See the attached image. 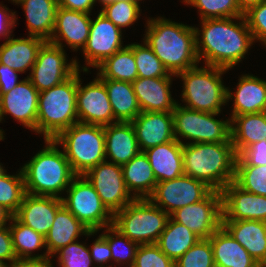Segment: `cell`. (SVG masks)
<instances>
[{
  "mask_svg": "<svg viewBox=\"0 0 266 267\" xmlns=\"http://www.w3.org/2000/svg\"><path fill=\"white\" fill-rule=\"evenodd\" d=\"M201 25V30L194 27L196 52L199 62L203 58L208 66L233 68L255 42L244 15L201 20Z\"/></svg>",
  "mask_w": 266,
  "mask_h": 267,
  "instance_id": "cell-1",
  "label": "cell"
},
{
  "mask_svg": "<svg viewBox=\"0 0 266 267\" xmlns=\"http://www.w3.org/2000/svg\"><path fill=\"white\" fill-rule=\"evenodd\" d=\"M144 41L160 59L169 74L177 75L197 66L194 27L163 17L147 21Z\"/></svg>",
  "mask_w": 266,
  "mask_h": 267,
  "instance_id": "cell-2",
  "label": "cell"
},
{
  "mask_svg": "<svg viewBox=\"0 0 266 267\" xmlns=\"http://www.w3.org/2000/svg\"><path fill=\"white\" fill-rule=\"evenodd\" d=\"M184 175L221 191L234 181L237 154L232 140L218 143H182Z\"/></svg>",
  "mask_w": 266,
  "mask_h": 267,
  "instance_id": "cell-3",
  "label": "cell"
},
{
  "mask_svg": "<svg viewBox=\"0 0 266 267\" xmlns=\"http://www.w3.org/2000/svg\"><path fill=\"white\" fill-rule=\"evenodd\" d=\"M46 146L22 166L25 192L35 196L62 198L61 193L77 176L64 151L54 139H45ZM60 193V194H59Z\"/></svg>",
  "mask_w": 266,
  "mask_h": 267,
  "instance_id": "cell-4",
  "label": "cell"
},
{
  "mask_svg": "<svg viewBox=\"0 0 266 267\" xmlns=\"http://www.w3.org/2000/svg\"><path fill=\"white\" fill-rule=\"evenodd\" d=\"M78 70L62 83L39 92L37 133L55 139L63 130L78 122Z\"/></svg>",
  "mask_w": 266,
  "mask_h": 267,
  "instance_id": "cell-5",
  "label": "cell"
},
{
  "mask_svg": "<svg viewBox=\"0 0 266 267\" xmlns=\"http://www.w3.org/2000/svg\"><path fill=\"white\" fill-rule=\"evenodd\" d=\"M227 69L208 66L198 68V65L187 69L175 77L183 81L182 101L187 108L208 113H220L227 104V87L223 85L222 74ZM225 72V73H224Z\"/></svg>",
  "mask_w": 266,
  "mask_h": 267,
  "instance_id": "cell-6",
  "label": "cell"
},
{
  "mask_svg": "<svg viewBox=\"0 0 266 267\" xmlns=\"http://www.w3.org/2000/svg\"><path fill=\"white\" fill-rule=\"evenodd\" d=\"M76 175H85L106 160L103 126L77 122L63 130L55 139Z\"/></svg>",
  "mask_w": 266,
  "mask_h": 267,
  "instance_id": "cell-7",
  "label": "cell"
},
{
  "mask_svg": "<svg viewBox=\"0 0 266 267\" xmlns=\"http://www.w3.org/2000/svg\"><path fill=\"white\" fill-rule=\"evenodd\" d=\"M169 218L148 198L134 199L113 215V226L138 245L156 244Z\"/></svg>",
  "mask_w": 266,
  "mask_h": 267,
  "instance_id": "cell-8",
  "label": "cell"
},
{
  "mask_svg": "<svg viewBox=\"0 0 266 267\" xmlns=\"http://www.w3.org/2000/svg\"><path fill=\"white\" fill-rule=\"evenodd\" d=\"M218 114L195 111L177 103L172 111L175 139L183 143L180 137L186 138L192 140L187 142L192 144L228 142L231 139V119H215Z\"/></svg>",
  "mask_w": 266,
  "mask_h": 267,
  "instance_id": "cell-9",
  "label": "cell"
},
{
  "mask_svg": "<svg viewBox=\"0 0 266 267\" xmlns=\"http://www.w3.org/2000/svg\"><path fill=\"white\" fill-rule=\"evenodd\" d=\"M62 197L63 205L90 231H99L113 225V214L106 208L93 185L77 175Z\"/></svg>",
  "mask_w": 266,
  "mask_h": 267,
  "instance_id": "cell-10",
  "label": "cell"
},
{
  "mask_svg": "<svg viewBox=\"0 0 266 267\" xmlns=\"http://www.w3.org/2000/svg\"><path fill=\"white\" fill-rule=\"evenodd\" d=\"M77 59L67 63L65 50L45 41L40 47L35 64L27 78L39 91L50 89L72 76L79 69Z\"/></svg>",
  "mask_w": 266,
  "mask_h": 267,
  "instance_id": "cell-11",
  "label": "cell"
},
{
  "mask_svg": "<svg viewBox=\"0 0 266 267\" xmlns=\"http://www.w3.org/2000/svg\"><path fill=\"white\" fill-rule=\"evenodd\" d=\"M212 190L205 182L182 175L158 182L148 199L170 215L179 208L203 200Z\"/></svg>",
  "mask_w": 266,
  "mask_h": 267,
  "instance_id": "cell-12",
  "label": "cell"
},
{
  "mask_svg": "<svg viewBox=\"0 0 266 267\" xmlns=\"http://www.w3.org/2000/svg\"><path fill=\"white\" fill-rule=\"evenodd\" d=\"M170 218L186 226L200 239L210 238L222 226L221 191L212 190L203 200L175 210Z\"/></svg>",
  "mask_w": 266,
  "mask_h": 267,
  "instance_id": "cell-13",
  "label": "cell"
},
{
  "mask_svg": "<svg viewBox=\"0 0 266 267\" xmlns=\"http://www.w3.org/2000/svg\"><path fill=\"white\" fill-rule=\"evenodd\" d=\"M83 176L93 185L103 204L113 215L135 199L126 187L120 165L105 160Z\"/></svg>",
  "mask_w": 266,
  "mask_h": 267,
  "instance_id": "cell-14",
  "label": "cell"
},
{
  "mask_svg": "<svg viewBox=\"0 0 266 267\" xmlns=\"http://www.w3.org/2000/svg\"><path fill=\"white\" fill-rule=\"evenodd\" d=\"M79 71L76 99L78 122L100 126L113 124V109L104 82L97 76L82 86Z\"/></svg>",
  "mask_w": 266,
  "mask_h": 267,
  "instance_id": "cell-15",
  "label": "cell"
},
{
  "mask_svg": "<svg viewBox=\"0 0 266 267\" xmlns=\"http://www.w3.org/2000/svg\"><path fill=\"white\" fill-rule=\"evenodd\" d=\"M122 31L100 12L91 20L89 37L82 52L88 66L96 68L106 58L123 49Z\"/></svg>",
  "mask_w": 266,
  "mask_h": 267,
  "instance_id": "cell-16",
  "label": "cell"
},
{
  "mask_svg": "<svg viewBox=\"0 0 266 267\" xmlns=\"http://www.w3.org/2000/svg\"><path fill=\"white\" fill-rule=\"evenodd\" d=\"M39 91L28 78L23 79L9 92L0 96V121L11 114L26 128L37 133Z\"/></svg>",
  "mask_w": 266,
  "mask_h": 267,
  "instance_id": "cell-17",
  "label": "cell"
},
{
  "mask_svg": "<svg viewBox=\"0 0 266 267\" xmlns=\"http://www.w3.org/2000/svg\"><path fill=\"white\" fill-rule=\"evenodd\" d=\"M222 220H258L266 222V196L243 190L234 181L222 190Z\"/></svg>",
  "mask_w": 266,
  "mask_h": 267,
  "instance_id": "cell-18",
  "label": "cell"
},
{
  "mask_svg": "<svg viewBox=\"0 0 266 267\" xmlns=\"http://www.w3.org/2000/svg\"><path fill=\"white\" fill-rule=\"evenodd\" d=\"M91 14L62 7L57 8L55 26L49 42L63 48L64 40L74 51L86 45L89 37Z\"/></svg>",
  "mask_w": 266,
  "mask_h": 267,
  "instance_id": "cell-19",
  "label": "cell"
},
{
  "mask_svg": "<svg viewBox=\"0 0 266 267\" xmlns=\"http://www.w3.org/2000/svg\"><path fill=\"white\" fill-rule=\"evenodd\" d=\"M131 123L140 151L175 139L172 112H141Z\"/></svg>",
  "mask_w": 266,
  "mask_h": 267,
  "instance_id": "cell-20",
  "label": "cell"
},
{
  "mask_svg": "<svg viewBox=\"0 0 266 267\" xmlns=\"http://www.w3.org/2000/svg\"><path fill=\"white\" fill-rule=\"evenodd\" d=\"M62 205V198L35 196L26 193L14 216L21 223L45 237L54 222L57 210Z\"/></svg>",
  "mask_w": 266,
  "mask_h": 267,
  "instance_id": "cell-21",
  "label": "cell"
},
{
  "mask_svg": "<svg viewBox=\"0 0 266 267\" xmlns=\"http://www.w3.org/2000/svg\"><path fill=\"white\" fill-rule=\"evenodd\" d=\"M172 77L141 78L131 84L141 112H172L177 103L171 96Z\"/></svg>",
  "mask_w": 266,
  "mask_h": 267,
  "instance_id": "cell-22",
  "label": "cell"
},
{
  "mask_svg": "<svg viewBox=\"0 0 266 267\" xmlns=\"http://www.w3.org/2000/svg\"><path fill=\"white\" fill-rule=\"evenodd\" d=\"M103 128L106 159L110 158V162L122 166L140 152L131 122H116Z\"/></svg>",
  "mask_w": 266,
  "mask_h": 267,
  "instance_id": "cell-23",
  "label": "cell"
},
{
  "mask_svg": "<svg viewBox=\"0 0 266 267\" xmlns=\"http://www.w3.org/2000/svg\"><path fill=\"white\" fill-rule=\"evenodd\" d=\"M222 226L258 263H266V222L222 220Z\"/></svg>",
  "mask_w": 266,
  "mask_h": 267,
  "instance_id": "cell-24",
  "label": "cell"
},
{
  "mask_svg": "<svg viewBox=\"0 0 266 267\" xmlns=\"http://www.w3.org/2000/svg\"><path fill=\"white\" fill-rule=\"evenodd\" d=\"M144 153L148 157L157 183L184 175L183 144L176 139L148 148Z\"/></svg>",
  "mask_w": 266,
  "mask_h": 267,
  "instance_id": "cell-25",
  "label": "cell"
},
{
  "mask_svg": "<svg viewBox=\"0 0 266 267\" xmlns=\"http://www.w3.org/2000/svg\"><path fill=\"white\" fill-rule=\"evenodd\" d=\"M97 231H90L83 225L64 205L56 212L54 222L45 236L47 253L56 256L55 253L67 246L69 243L77 241L80 235L90 236Z\"/></svg>",
  "mask_w": 266,
  "mask_h": 267,
  "instance_id": "cell-26",
  "label": "cell"
},
{
  "mask_svg": "<svg viewBox=\"0 0 266 267\" xmlns=\"http://www.w3.org/2000/svg\"><path fill=\"white\" fill-rule=\"evenodd\" d=\"M227 102L234 99L231 120L243 114L260 113L266 98V81L253 75H242L235 93L227 88Z\"/></svg>",
  "mask_w": 266,
  "mask_h": 267,
  "instance_id": "cell-27",
  "label": "cell"
},
{
  "mask_svg": "<svg viewBox=\"0 0 266 267\" xmlns=\"http://www.w3.org/2000/svg\"><path fill=\"white\" fill-rule=\"evenodd\" d=\"M44 42V39L36 36L16 39L12 36L0 45V63L19 73H25L27 69H32Z\"/></svg>",
  "mask_w": 266,
  "mask_h": 267,
  "instance_id": "cell-28",
  "label": "cell"
},
{
  "mask_svg": "<svg viewBox=\"0 0 266 267\" xmlns=\"http://www.w3.org/2000/svg\"><path fill=\"white\" fill-rule=\"evenodd\" d=\"M209 240L215 267H253L258 263L223 226Z\"/></svg>",
  "mask_w": 266,
  "mask_h": 267,
  "instance_id": "cell-29",
  "label": "cell"
},
{
  "mask_svg": "<svg viewBox=\"0 0 266 267\" xmlns=\"http://www.w3.org/2000/svg\"><path fill=\"white\" fill-rule=\"evenodd\" d=\"M124 182L135 199L148 198L157 184L148 157L140 151L131 161L121 166Z\"/></svg>",
  "mask_w": 266,
  "mask_h": 267,
  "instance_id": "cell-30",
  "label": "cell"
},
{
  "mask_svg": "<svg viewBox=\"0 0 266 267\" xmlns=\"http://www.w3.org/2000/svg\"><path fill=\"white\" fill-rule=\"evenodd\" d=\"M21 6L26 13L29 36L49 41L55 26L57 0H25Z\"/></svg>",
  "mask_w": 266,
  "mask_h": 267,
  "instance_id": "cell-31",
  "label": "cell"
},
{
  "mask_svg": "<svg viewBox=\"0 0 266 267\" xmlns=\"http://www.w3.org/2000/svg\"><path fill=\"white\" fill-rule=\"evenodd\" d=\"M266 139V116L243 114L231 120V140L237 156L252 144Z\"/></svg>",
  "mask_w": 266,
  "mask_h": 267,
  "instance_id": "cell-32",
  "label": "cell"
},
{
  "mask_svg": "<svg viewBox=\"0 0 266 267\" xmlns=\"http://www.w3.org/2000/svg\"><path fill=\"white\" fill-rule=\"evenodd\" d=\"M101 80L105 84L109 101L113 109L114 123L132 122L141 113L132 84L119 80Z\"/></svg>",
  "mask_w": 266,
  "mask_h": 267,
  "instance_id": "cell-33",
  "label": "cell"
},
{
  "mask_svg": "<svg viewBox=\"0 0 266 267\" xmlns=\"http://www.w3.org/2000/svg\"><path fill=\"white\" fill-rule=\"evenodd\" d=\"M199 239L186 226L169 218L156 245L167 257L175 262Z\"/></svg>",
  "mask_w": 266,
  "mask_h": 267,
  "instance_id": "cell-34",
  "label": "cell"
},
{
  "mask_svg": "<svg viewBox=\"0 0 266 267\" xmlns=\"http://www.w3.org/2000/svg\"><path fill=\"white\" fill-rule=\"evenodd\" d=\"M96 69H99L97 76L100 79L132 83L138 77L133 53V43L124 46L123 49L106 58Z\"/></svg>",
  "mask_w": 266,
  "mask_h": 267,
  "instance_id": "cell-35",
  "label": "cell"
},
{
  "mask_svg": "<svg viewBox=\"0 0 266 267\" xmlns=\"http://www.w3.org/2000/svg\"><path fill=\"white\" fill-rule=\"evenodd\" d=\"M10 227L13 249L18 259H28L31 257H43L48 255L45 244V237L34 231L29 226L21 223L15 216L11 218ZM44 248L46 252L43 254H32L33 251ZM32 254V255H31Z\"/></svg>",
  "mask_w": 266,
  "mask_h": 267,
  "instance_id": "cell-36",
  "label": "cell"
},
{
  "mask_svg": "<svg viewBox=\"0 0 266 267\" xmlns=\"http://www.w3.org/2000/svg\"><path fill=\"white\" fill-rule=\"evenodd\" d=\"M234 182L247 192L266 196V165L250 166L237 156Z\"/></svg>",
  "mask_w": 266,
  "mask_h": 267,
  "instance_id": "cell-37",
  "label": "cell"
},
{
  "mask_svg": "<svg viewBox=\"0 0 266 267\" xmlns=\"http://www.w3.org/2000/svg\"><path fill=\"white\" fill-rule=\"evenodd\" d=\"M104 231V234L101 235L109 244L113 259L112 261H115V263L117 262L116 264L120 266L121 264L122 266H124V264H128L127 266L132 267L135 260L136 250L139 245L123 235L113 225L105 227Z\"/></svg>",
  "mask_w": 266,
  "mask_h": 267,
  "instance_id": "cell-38",
  "label": "cell"
},
{
  "mask_svg": "<svg viewBox=\"0 0 266 267\" xmlns=\"http://www.w3.org/2000/svg\"><path fill=\"white\" fill-rule=\"evenodd\" d=\"M16 175L5 173L0 177V205L13 216L17 213L25 192L24 176L22 170Z\"/></svg>",
  "mask_w": 266,
  "mask_h": 267,
  "instance_id": "cell-39",
  "label": "cell"
},
{
  "mask_svg": "<svg viewBox=\"0 0 266 267\" xmlns=\"http://www.w3.org/2000/svg\"><path fill=\"white\" fill-rule=\"evenodd\" d=\"M133 53L138 77L155 78L175 76L169 74L160 59L155 55L153 50L146 44L145 41L143 45L133 43Z\"/></svg>",
  "mask_w": 266,
  "mask_h": 267,
  "instance_id": "cell-40",
  "label": "cell"
},
{
  "mask_svg": "<svg viewBox=\"0 0 266 267\" xmlns=\"http://www.w3.org/2000/svg\"><path fill=\"white\" fill-rule=\"evenodd\" d=\"M182 2L198 8L201 20L232 18L244 15L239 10L237 0H183Z\"/></svg>",
  "mask_w": 266,
  "mask_h": 267,
  "instance_id": "cell-41",
  "label": "cell"
},
{
  "mask_svg": "<svg viewBox=\"0 0 266 267\" xmlns=\"http://www.w3.org/2000/svg\"><path fill=\"white\" fill-rule=\"evenodd\" d=\"M140 5L135 1L116 0L102 7L100 13L112 21L121 30L130 27L140 17Z\"/></svg>",
  "mask_w": 266,
  "mask_h": 267,
  "instance_id": "cell-42",
  "label": "cell"
},
{
  "mask_svg": "<svg viewBox=\"0 0 266 267\" xmlns=\"http://www.w3.org/2000/svg\"><path fill=\"white\" fill-rule=\"evenodd\" d=\"M175 267H215L209 238L199 239L175 261Z\"/></svg>",
  "mask_w": 266,
  "mask_h": 267,
  "instance_id": "cell-43",
  "label": "cell"
},
{
  "mask_svg": "<svg viewBox=\"0 0 266 267\" xmlns=\"http://www.w3.org/2000/svg\"><path fill=\"white\" fill-rule=\"evenodd\" d=\"M55 254H58L59 267H90L93 263L89 248L78 241L69 243Z\"/></svg>",
  "mask_w": 266,
  "mask_h": 267,
  "instance_id": "cell-44",
  "label": "cell"
},
{
  "mask_svg": "<svg viewBox=\"0 0 266 267\" xmlns=\"http://www.w3.org/2000/svg\"><path fill=\"white\" fill-rule=\"evenodd\" d=\"M132 267H175V262L156 244H145L138 246Z\"/></svg>",
  "mask_w": 266,
  "mask_h": 267,
  "instance_id": "cell-45",
  "label": "cell"
},
{
  "mask_svg": "<svg viewBox=\"0 0 266 267\" xmlns=\"http://www.w3.org/2000/svg\"><path fill=\"white\" fill-rule=\"evenodd\" d=\"M248 28L254 41H260L266 47V0L244 13Z\"/></svg>",
  "mask_w": 266,
  "mask_h": 267,
  "instance_id": "cell-46",
  "label": "cell"
},
{
  "mask_svg": "<svg viewBox=\"0 0 266 267\" xmlns=\"http://www.w3.org/2000/svg\"><path fill=\"white\" fill-rule=\"evenodd\" d=\"M90 247V255L93 263L95 262L97 264L96 267H105L103 264L112 261L109 244L101 234ZM98 264H100V266ZM106 267H110V265H106Z\"/></svg>",
  "mask_w": 266,
  "mask_h": 267,
  "instance_id": "cell-47",
  "label": "cell"
},
{
  "mask_svg": "<svg viewBox=\"0 0 266 267\" xmlns=\"http://www.w3.org/2000/svg\"><path fill=\"white\" fill-rule=\"evenodd\" d=\"M240 156L250 166L266 165V139L252 144L246 148Z\"/></svg>",
  "mask_w": 266,
  "mask_h": 267,
  "instance_id": "cell-48",
  "label": "cell"
},
{
  "mask_svg": "<svg viewBox=\"0 0 266 267\" xmlns=\"http://www.w3.org/2000/svg\"><path fill=\"white\" fill-rule=\"evenodd\" d=\"M15 259H17L12 242V235L10 227L1 226L0 227V260L6 264H10ZM8 261V262H7Z\"/></svg>",
  "mask_w": 266,
  "mask_h": 267,
  "instance_id": "cell-49",
  "label": "cell"
},
{
  "mask_svg": "<svg viewBox=\"0 0 266 267\" xmlns=\"http://www.w3.org/2000/svg\"><path fill=\"white\" fill-rule=\"evenodd\" d=\"M17 71L0 63V96L12 90L22 80L18 81Z\"/></svg>",
  "mask_w": 266,
  "mask_h": 267,
  "instance_id": "cell-50",
  "label": "cell"
},
{
  "mask_svg": "<svg viewBox=\"0 0 266 267\" xmlns=\"http://www.w3.org/2000/svg\"><path fill=\"white\" fill-rule=\"evenodd\" d=\"M8 10L9 9L6 6L0 4V37L4 36L6 40L11 38L12 35L10 34L13 32L11 28L16 25L17 21L15 12Z\"/></svg>",
  "mask_w": 266,
  "mask_h": 267,
  "instance_id": "cell-51",
  "label": "cell"
},
{
  "mask_svg": "<svg viewBox=\"0 0 266 267\" xmlns=\"http://www.w3.org/2000/svg\"><path fill=\"white\" fill-rule=\"evenodd\" d=\"M51 255L43 257H31L28 259H15L7 267H54L51 262Z\"/></svg>",
  "mask_w": 266,
  "mask_h": 267,
  "instance_id": "cell-52",
  "label": "cell"
},
{
  "mask_svg": "<svg viewBox=\"0 0 266 267\" xmlns=\"http://www.w3.org/2000/svg\"><path fill=\"white\" fill-rule=\"evenodd\" d=\"M57 2L59 7L88 14L91 13L95 4V0H57Z\"/></svg>",
  "mask_w": 266,
  "mask_h": 267,
  "instance_id": "cell-53",
  "label": "cell"
},
{
  "mask_svg": "<svg viewBox=\"0 0 266 267\" xmlns=\"http://www.w3.org/2000/svg\"><path fill=\"white\" fill-rule=\"evenodd\" d=\"M262 1H264V0H237V3L239 6V10L244 14L250 8L258 5Z\"/></svg>",
  "mask_w": 266,
  "mask_h": 267,
  "instance_id": "cell-54",
  "label": "cell"
},
{
  "mask_svg": "<svg viewBox=\"0 0 266 267\" xmlns=\"http://www.w3.org/2000/svg\"><path fill=\"white\" fill-rule=\"evenodd\" d=\"M12 214L6 210L2 205H0V227L6 226L7 222L11 221Z\"/></svg>",
  "mask_w": 266,
  "mask_h": 267,
  "instance_id": "cell-55",
  "label": "cell"
},
{
  "mask_svg": "<svg viewBox=\"0 0 266 267\" xmlns=\"http://www.w3.org/2000/svg\"><path fill=\"white\" fill-rule=\"evenodd\" d=\"M100 1V2H99ZM116 0H98L99 3H101L104 7L106 6L107 4H110L112 2H115ZM121 1H133V0H121ZM95 2H97V0H95Z\"/></svg>",
  "mask_w": 266,
  "mask_h": 267,
  "instance_id": "cell-56",
  "label": "cell"
},
{
  "mask_svg": "<svg viewBox=\"0 0 266 267\" xmlns=\"http://www.w3.org/2000/svg\"><path fill=\"white\" fill-rule=\"evenodd\" d=\"M261 113L266 116V98L264 100V105H263V108L261 110Z\"/></svg>",
  "mask_w": 266,
  "mask_h": 267,
  "instance_id": "cell-57",
  "label": "cell"
},
{
  "mask_svg": "<svg viewBox=\"0 0 266 267\" xmlns=\"http://www.w3.org/2000/svg\"><path fill=\"white\" fill-rule=\"evenodd\" d=\"M1 165L2 164H0V177H2L6 173V170Z\"/></svg>",
  "mask_w": 266,
  "mask_h": 267,
  "instance_id": "cell-58",
  "label": "cell"
},
{
  "mask_svg": "<svg viewBox=\"0 0 266 267\" xmlns=\"http://www.w3.org/2000/svg\"><path fill=\"white\" fill-rule=\"evenodd\" d=\"M253 267H266L265 263H257L255 266Z\"/></svg>",
  "mask_w": 266,
  "mask_h": 267,
  "instance_id": "cell-59",
  "label": "cell"
},
{
  "mask_svg": "<svg viewBox=\"0 0 266 267\" xmlns=\"http://www.w3.org/2000/svg\"><path fill=\"white\" fill-rule=\"evenodd\" d=\"M3 133H4V131L2 129H0V141L4 139Z\"/></svg>",
  "mask_w": 266,
  "mask_h": 267,
  "instance_id": "cell-60",
  "label": "cell"
},
{
  "mask_svg": "<svg viewBox=\"0 0 266 267\" xmlns=\"http://www.w3.org/2000/svg\"><path fill=\"white\" fill-rule=\"evenodd\" d=\"M11 1H13V2L16 3V4H21V3L24 2L25 0H11Z\"/></svg>",
  "mask_w": 266,
  "mask_h": 267,
  "instance_id": "cell-61",
  "label": "cell"
},
{
  "mask_svg": "<svg viewBox=\"0 0 266 267\" xmlns=\"http://www.w3.org/2000/svg\"><path fill=\"white\" fill-rule=\"evenodd\" d=\"M0 267H7L6 262H3V261L0 260Z\"/></svg>",
  "mask_w": 266,
  "mask_h": 267,
  "instance_id": "cell-62",
  "label": "cell"
},
{
  "mask_svg": "<svg viewBox=\"0 0 266 267\" xmlns=\"http://www.w3.org/2000/svg\"><path fill=\"white\" fill-rule=\"evenodd\" d=\"M133 1H135V2H137V3H140L139 1H142V0H133Z\"/></svg>",
  "mask_w": 266,
  "mask_h": 267,
  "instance_id": "cell-63",
  "label": "cell"
}]
</instances>
